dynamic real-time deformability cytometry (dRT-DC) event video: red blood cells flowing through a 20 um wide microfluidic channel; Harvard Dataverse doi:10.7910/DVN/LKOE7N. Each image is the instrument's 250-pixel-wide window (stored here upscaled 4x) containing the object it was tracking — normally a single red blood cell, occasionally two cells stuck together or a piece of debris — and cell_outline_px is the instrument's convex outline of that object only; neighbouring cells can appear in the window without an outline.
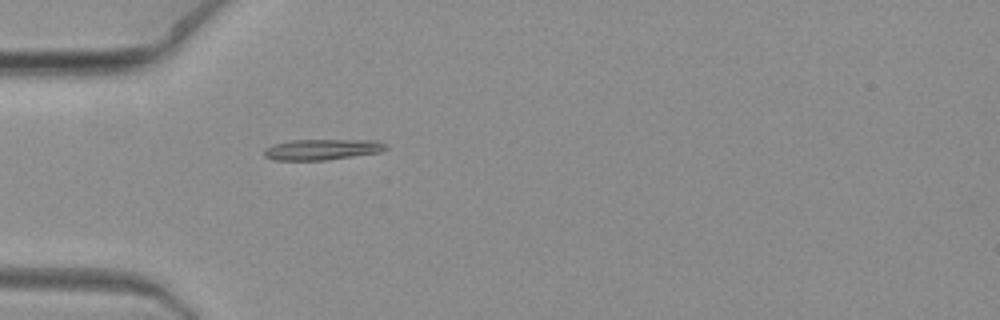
{"species": "common noctule bat (a hibernating species)", "species_latin": "Nyctalus noctula", "temperature_condition": "warm", "stored_images_in_passage": 1, "camera_frame_rate_fps": 3000, "um_per_image_px": 0.085, "animal": {"sex": "female", "body_mass_g": 19.3, "forearm_length_mm": 54.1}, "frame": {"image": 1, "passage_image": 1, "time_ms": 0.0, "image_size_px": [1000, 320], "cell_outline_px": [[388, 148], [380, 152], [324, 160], [272, 160], [264, 156], [264, 148], [272, 144], [288, 140], [380, 140], [388, 144]], "centroid_in_image_um": [27.37, 12.69], "position_along_channel_um": 57.6, "area_um2": 14.91}}